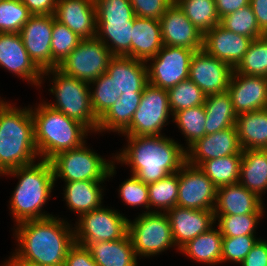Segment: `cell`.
I'll return each instance as SVG.
<instances>
[{
	"mask_svg": "<svg viewBox=\"0 0 267 266\" xmlns=\"http://www.w3.org/2000/svg\"><path fill=\"white\" fill-rule=\"evenodd\" d=\"M88 148L85 142L82 146L61 152L50 162L53 167L55 183L60 178L64 182L74 181H106L116 174L114 156L107 160Z\"/></svg>",
	"mask_w": 267,
	"mask_h": 266,
	"instance_id": "52a82bcc",
	"label": "cell"
},
{
	"mask_svg": "<svg viewBox=\"0 0 267 266\" xmlns=\"http://www.w3.org/2000/svg\"><path fill=\"white\" fill-rule=\"evenodd\" d=\"M177 206L194 210H214L217 187L199 169L187 162L178 171Z\"/></svg>",
	"mask_w": 267,
	"mask_h": 266,
	"instance_id": "4fadbf2b",
	"label": "cell"
},
{
	"mask_svg": "<svg viewBox=\"0 0 267 266\" xmlns=\"http://www.w3.org/2000/svg\"><path fill=\"white\" fill-rule=\"evenodd\" d=\"M233 72L267 78V37L253 39Z\"/></svg>",
	"mask_w": 267,
	"mask_h": 266,
	"instance_id": "74e56055",
	"label": "cell"
},
{
	"mask_svg": "<svg viewBox=\"0 0 267 266\" xmlns=\"http://www.w3.org/2000/svg\"><path fill=\"white\" fill-rule=\"evenodd\" d=\"M135 16L160 19L171 5L168 0H130Z\"/></svg>",
	"mask_w": 267,
	"mask_h": 266,
	"instance_id": "c3c4849f",
	"label": "cell"
},
{
	"mask_svg": "<svg viewBox=\"0 0 267 266\" xmlns=\"http://www.w3.org/2000/svg\"><path fill=\"white\" fill-rule=\"evenodd\" d=\"M163 45L185 47L199 51L203 48V33L186 17L178 4L172 3L159 19Z\"/></svg>",
	"mask_w": 267,
	"mask_h": 266,
	"instance_id": "e0dca14e",
	"label": "cell"
},
{
	"mask_svg": "<svg viewBox=\"0 0 267 266\" xmlns=\"http://www.w3.org/2000/svg\"><path fill=\"white\" fill-rule=\"evenodd\" d=\"M45 76L49 78L48 81L51 79V87L48 91L55 97V103L44 102L67 117L81 122L92 134L96 133L99 119L92 110L89 83L54 68L43 72L39 88L44 83L43 80L47 79Z\"/></svg>",
	"mask_w": 267,
	"mask_h": 266,
	"instance_id": "8992f818",
	"label": "cell"
},
{
	"mask_svg": "<svg viewBox=\"0 0 267 266\" xmlns=\"http://www.w3.org/2000/svg\"><path fill=\"white\" fill-rule=\"evenodd\" d=\"M2 265L3 266H44V265H39V264L21 260L18 257H9V259L3 262Z\"/></svg>",
	"mask_w": 267,
	"mask_h": 266,
	"instance_id": "11a10c76",
	"label": "cell"
},
{
	"mask_svg": "<svg viewBox=\"0 0 267 266\" xmlns=\"http://www.w3.org/2000/svg\"><path fill=\"white\" fill-rule=\"evenodd\" d=\"M177 250L216 223L213 210H194L175 206L166 212Z\"/></svg>",
	"mask_w": 267,
	"mask_h": 266,
	"instance_id": "ffe728a7",
	"label": "cell"
},
{
	"mask_svg": "<svg viewBox=\"0 0 267 266\" xmlns=\"http://www.w3.org/2000/svg\"><path fill=\"white\" fill-rule=\"evenodd\" d=\"M133 19L130 21L96 22V37L112 56L131 57Z\"/></svg>",
	"mask_w": 267,
	"mask_h": 266,
	"instance_id": "d6a6232c",
	"label": "cell"
},
{
	"mask_svg": "<svg viewBox=\"0 0 267 266\" xmlns=\"http://www.w3.org/2000/svg\"><path fill=\"white\" fill-rule=\"evenodd\" d=\"M250 0H215L219 18L237 11L239 8L249 5Z\"/></svg>",
	"mask_w": 267,
	"mask_h": 266,
	"instance_id": "f5cc1de1",
	"label": "cell"
},
{
	"mask_svg": "<svg viewBox=\"0 0 267 266\" xmlns=\"http://www.w3.org/2000/svg\"><path fill=\"white\" fill-rule=\"evenodd\" d=\"M220 25L235 34H240L252 39L260 38L265 34L259 28L256 16L250 4L222 17L220 19Z\"/></svg>",
	"mask_w": 267,
	"mask_h": 266,
	"instance_id": "b9f144b4",
	"label": "cell"
},
{
	"mask_svg": "<svg viewBox=\"0 0 267 266\" xmlns=\"http://www.w3.org/2000/svg\"><path fill=\"white\" fill-rule=\"evenodd\" d=\"M242 154L236 127L208 134L186 150V162L198 167L202 162L220 157Z\"/></svg>",
	"mask_w": 267,
	"mask_h": 266,
	"instance_id": "d6986e66",
	"label": "cell"
},
{
	"mask_svg": "<svg viewBox=\"0 0 267 266\" xmlns=\"http://www.w3.org/2000/svg\"><path fill=\"white\" fill-rule=\"evenodd\" d=\"M4 100L0 96V176L39 160L31 106L16 107Z\"/></svg>",
	"mask_w": 267,
	"mask_h": 266,
	"instance_id": "3957f363",
	"label": "cell"
},
{
	"mask_svg": "<svg viewBox=\"0 0 267 266\" xmlns=\"http://www.w3.org/2000/svg\"><path fill=\"white\" fill-rule=\"evenodd\" d=\"M127 145L114 162L128 165L132 175L149 184L177 173L186 163L183 144L163 135L125 136Z\"/></svg>",
	"mask_w": 267,
	"mask_h": 266,
	"instance_id": "7a4b0ae2",
	"label": "cell"
},
{
	"mask_svg": "<svg viewBox=\"0 0 267 266\" xmlns=\"http://www.w3.org/2000/svg\"><path fill=\"white\" fill-rule=\"evenodd\" d=\"M259 239L256 235L223 236L221 263L228 261L241 264Z\"/></svg>",
	"mask_w": 267,
	"mask_h": 266,
	"instance_id": "bcb514c9",
	"label": "cell"
},
{
	"mask_svg": "<svg viewBox=\"0 0 267 266\" xmlns=\"http://www.w3.org/2000/svg\"><path fill=\"white\" fill-rule=\"evenodd\" d=\"M14 228L18 243L10 257L44 266H64L75 244L74 227L59 216L21 222Z\"/></svg>",
	"mask_w": 267,
	"mask_h": 266,
	"instance_id": "6da1fadb",
	"label": "cell"
},
{
	"mask_svg": "<svg viewBox=\"0 0 267 266\" xmlns=\"http://www.w3.org/2000/svg\"><path fill=\"white\" fill-rule=\"evenodd\" d=\"M173 114L169 107L168 92L148 83L134 112L130 125L122 136L164 135L162 129L169 124Z\"/></svg>",
	"mask_w": 267,
	"mask_h": 266,
	"instance_id": "9c48e42d",
	"label": "cell"
},
{
	"mask_svg": "<svg viewBox=\"0 0 267 266\" xmlns=\"http://www.w3.org/2000/svg\"><path fill=\"white\" fill-rule=\"evenodd\" d=\"M233 68L226 62L207 54L203 49L194 52L190 61L188 79L207 96L225 93Z\"/></svg>",
	"mask_w": 267,
	"mask_h": 266,
	"instance_id": "5bb4252c",
	"label": "cell"
},
{
	"mask_svg": "<svg viewBox=\"0 0 267 266\" xmlns=\"http://www.w3.org/2000/svg\"><path fill=\"white\" fill-rule=\"evenodd\" d=\"M106 73L112 78L118 96L142 93L148 84V68L144 61L126 56H113Z\"/></svg>",
	"mask_w": 267,
	"mask_h": 266,
	"instance_id": "603a6c76",
	"label": "cell"
},
{
	"mask_svg": "<svg viewBox=\"0 0 267 266\" xmlns=\"http://www.w3.org/2000/svg\"><path fill=\"white\" fill-rule=\"evenodd\" d=\"M54 16L81 39L96 37L94 0H57Z\"/></svg>",
	"mask_w": 267,
	"mask_h": 266,
	"instance_id": "7402d4cb",
	"label": "cell"
},
{
	"mask_svg": "<svg viewBox=\"0 0 267 266\" xmlns=\"http://www.w3.org/2000/svg\"><path fill=\"white\" fill-rule=\"evenodd\" d=\"M31 16L21 0L0 1V33H19Z\"/></svg>",
	"mask_w": 267,
	"mask_h": 266,
	"instance_id": "ee69618b",
	"label": "cell"
},
{
	"mask_svg": "<svg viewBox=\"0 0 267 266\" xmlns=\"http://www.w3.org/2000/svg\"><path fill=\"white\" fill-rule=\"evenodd\" d=\"M52 29L53 15H32L19 32L30 58L42 72L51 69Z\"/></svg>",
	"mask_w": 267,
	"mask_h": 266,
	"instance_id": "2e32d148",
	"label": "cell"
},
{
	"mask_svg": "<svg viewBox=\"0 0 267 266\" xmlns=\"http://www.w3.org/2000/svg\"><path fill=\"white\" fill-rule=\"evenodd\" d=\"M96 22L130 21L135 17L130 0H94Z\"/></svg>",
	"mask_w": 267,
	"mask_h": 266,
	"instance_id": "f6af8a7d",
	"label": "cell"
},
{
	"mask_svg": "<svg viewBox=\"0 0 267 266\" xmlns=\"http://www.w3.org/2000/svg\"><path fill=\"white\" fill-rule=\"evenodd\" d=\"M104 182L91 180L65 182L62 194L68 209L80 216L101 207L104 199L105 188L102 187Z\"/></svg>",
	"mask_w": 267,
	"mask_h": 266,
	"instance_id": "484cf974",
	"label": "cell"
},
{
	"mask_svg": "<svg viewBox=\"0 0 267 266\" xmlns=\"http://www.w3.org/2000/svg\"><path fill=\"white\" fill-rule=\"evenodd\" d=\"M250 6L256 16L259 28L267 32V0H250Z\"/></svg>",
	"mask_w": 267,
	"mask_h": 266,
	"instance_id": "db71d44e",
	"label": "cell"
},
{
	"mask_svg": "<svg viewBox=\"0 0 267 266\" xmlns=\"http://www.w3.org/2000/svg\"><path fill=\"white\" fill-rule=\"evenodd\" d=\"M32 15H53L57 0H21Z\"/></svg>",
	"mask_w": 267,
	"mask_h": 266,
	"instance_id": "816d5d0a",
	"label": "cell"
},
{
	"mask_svg": "<svg viewBox=\"0 0 267 266\" xmlns=\"http://www.w3.org/2000/svg\"><path fill=\"white\" fill-rule=\"evenodd\" d=\"M235 127L242 150L267 149V109L237 115Z\"/></svg>",
	"mask_w": 267,
	"mask_h": 266,
	"instance_id": "f1b7e54d",
	"label": "cell"
},
{
	"mask_svg": "<svg viewBox=\"0 0 267 266\" xmlns=\"http://www.w3.org/2000/svg\"><path fill=\"white\" fill-rule=\"evenodd\" d=\"M81 38L66 25L55 19L51 41V69L57 68L63 60L78 46Z\"/></svg>",
	"mask_w": 267,
	"mask_h": 266,
	"instance_id": "f35d334b",
	"label": "cell"
},
{
	"mask_svg": "<svg viewBox=\"0 0 267 266\" xmlns=\"http://www.w3.org/2000/svg\"><path fill=\"white\" fill-rule=\"evenodd\" d=\"M64 266H98L91 256L90 251L75 243L68 251Z\"/></svg>",
	"mask_w": 267,
	"mask_h": 266,
	"instance_id": "681fc988",
	"label": "cell"
},
{
	"mask_svg": "<svg viewBox=\"0 0 267 266\" xmlns=\"http://www.w3.org/2000/svg\"><path fill=\"white\" fill-rule=\"evenodd\" d=\"M240 266H267V240L260 238Z\"/></svg>",
	"mask_w": 267,
	"mask_h": 266,
	"instance_id": "f907efd6",
	"label": "cell"
},
{
	"mask_svg": "<svg viewBox=\"0 0 267 266\" xmlns=\"http://www.w3.org/2000/svg\"><path fill=\"white\" fill-rule=\"evenodd\" d=\"M239 183L260 199L267 191V149L242 150Z\"/></svg>",
	"mask_w": 267,
	"mask_h": 266,
	"instance_id": "83f0119b",
	"label": "cell"
},
{
	"mask_svg": "<svg viewBox=\"0 0 267 266\" xmlns=\"http://www.w3.org/2000/svg\"><path fill=\"white\" fill-rule=\"evenodd\" d=\"M34 122V139L39 159L50 161L57 154L76 149L92 133L84 124L67 117L42 101L31 107Z\"/></svg>",
	"mask_w": 267,
	"mask_h": 266,
	"instance_id": "5b68a950",
	"label": "cell"
},
{
	"mask_svg": "<svg viewBox=\"0 0 267 266\" xmlns=\"http://www.w3.org/2000/svg\"><path fill=\"white\" fill-rule=\"evenodd\" d=\"M171 122H175L186 139L185 150L193 143L205 136L206 113L204 105L194 106L176 112Z\"/></svg>",
	"mask_w": 267,
	"mask_h": 266,
	"instance_id": "8d00e7d4",
	"label": "cell"
},
{
	"mask_svg": "<svg viewBox=\"0 0 267 266\" xmlns=\"http://www.w3.org/2000/svg\"><path fill=\"white\" fill-rule=\"evenodd\" d=\"M147 185L149 194V212L162 213L163 211V213H166L171 208L177 206L179 193L178 172Z\"/></svg>",
	"mask_w": 267,
	"mask_h": 266,
	"instance_id": "d590c367",
	"label": "cell"
},
{
	"mask_svg": "<svg viewBox=\"0 0 267 266\" xmlns=\"http://www.w3.org/2000/svg\"><path fill=\"white\" fill-rule=\"evenodd\" d=\"M86 248L98 266H138L139 258L128 234L113 241L91 242Z\"/></svg>",
	"mask_w": 267,
	"mask_h": 266,
	"instance_id": "4316f807",
	"label": "cell"
},
{
	"mask_svg": "<svg viewBox=\"0 0 267 266\" xmlns=\"http://www.w3.org/2000/svg\"><path fill=\"white\" fill-rule=\"evenodd\" d=\"M89 87L92 110L100 119L119 99L118 92L112 78L106 72L90 82Z\"/></svg>",
	"mask_w": 267,
	"mask_h": 266,
	"instance_id": "60d3db41",
	"label": "cell"
},
{
	"mask_svg": "<svg viewBox=\"0 0 267 266\" xmlns=\"http://www.w3.org/2000/svg\"><path fill=\"white\" fill-rule=\"evenodd\" d=\"M263 200L240 183L217 188L214 215L265 213Z\"/></svg>",
	"mask_w": 267,
	"mask_h": 266,
	"instance_id": "cb8c5ba5",
	"label": "cell"
},
{
	"mask_svg": "<svg viewBox=\"0 0 267 266\" xmlns=\"http://www.w3.org/2000/svg\"><path fill=\"white\" fill-rule=\"evenodd\" d=\"M3 175L19 179L9 201V209L13 220L15 219V225L28 220L54 216L42 209L55 187L54 172L50 161L40 159L38 162L18 167Z\"/></svg>",
	"mask_w": 267,
	"mask_h": 266,
	"instance_id": "277c9868",
	"label": "cell"
},
{
	"mask_svg": "<svg viewBox=\"0 0 267 266\" xmlns=\"http://www.w3.org/2000/svg\"><path fill=\"white\" fill-rule=\"evenodd\" d=\"M194 52L185 47L163 45L161 50L146 62L148 83L168 90L187 80Z\"/></svg>",
	"mask_w": 267,
	"mask_h": 266,
	"instance_id": "7c38bea8",
	"label": "cell"
},
{
	"mask_svg": "<svg viewBox=\"0 0 267 266\" xmlns=\"http://www.w3.org/2000/svg\"><path fill=\"white\" fill-rule=\"evenodd\" d=\"M132 29L131 58L147 62L163 47L160 21L135 16Z\"/></svg>",
	"mask_w": 267,
	"mask_h": 266,
	"instance_id": "d4e9b609",
	"label": "cell"
},
{
	"mask_svg": "<svg viewBox=\"0 0 267 266\" xmlns=\"http://www.w3.org/2000/svg\"><path fill=\"white\" fill-rule=\"evenodd\" d=\"M142 93H122L113 106L99 119L97 133L118 132L120 135L131 123ZM120 133V134H119Z\"/></svg>",
	"mask_w": 267,
	"mask_h": 266,
	"instance_id": "4dcf8cb0",
	"label": "cell"
},
{
	"mask_svg": "<svg viewBox=\"0 0 267 266\" xmlns=\"http://www.w3.org/2000/svg\"><path fill=\"white\" fill-rule=\"evenodd\" d=\"M110 50L97 38L81 39L78 46L57 67L63 73L90 83L107 71Z\"/></svg>",
	"mask_w": 267,
	"mask_h": 266,
	"instance_id": "8fae6325",
	"label": "cell"
},
{
	"mask_svg": "<svg viewBox=\"0 0 267 266\" xmlns=\"http://www.w3.org/2000/svg\"><path fill=\"white\" fill-rule=\"evenodd\" d=\"M204 108L206 113L205 135L235 127L237 114L228 92L207 95Z\"/></svg>",
	"mask_w": 267,
	"mask_h": 266,
	"instance_id": "1f68e13d",
	"label": "cell"
},
{
	"mask_svg": "<svg viewBox=\"0 0 267 266\" xmlns=\"http://www.w3.org/2000/svg\"><path fill=\"white\" fill-rule=\"evenodd\" d=\"M253 39L235 34L220 24L203 34V50L234 68L247 52Z\"/></svg>",
	"mask_w": 267,
	"mask_h": 266,
	"instance_id": "44dd1931",
	"label": "cell"
},
{
	"mask_svg": "<svg viewBox=\"0 0 267 266\" xmlns=\"http://www.w3.org/2000/svg\"><path fill=\"white\" fill-rule=\"evenodd\" d=\"M223 236L219 228L211 227L207 232L188 241L179 251L201 264H221Z\"/></svg>",
	"mask_w": 267,
	"mask_h": 266,
	"instance_id": "f546056e",
	"label": "cell"
},
{
	"mask_svg": "<svg viewBox=\"0 0 267 266\" xmlns=\"http://www.w3.org/2000/svg\"><path fill=\"white\" fill-rule=\"evenodd\" d=\"M128 235L139 260L176 248L168 215L163 212H142L133 221L130 219Z\"/></svg>",
	"mask_w": 267,
	"mask_h": 266,
	"instance_id": "ba28073f",
	"label": "cell"
},
{
	"mask_svg": "<svg viewBox=\"0 0 267 266\" xmlns=\"http://www.w3.org/2000/svg\"><path fill=\"white\" fill-rule=\"evenodd\" d=\"M78 217L74 224L75 243L84 247L91 242L113 241L128 234L129 219L112 207L101 206Z\"/></svg>",
	"mask_w": 267,
	"mask_h": 266,
	"instance_id": "30bf717a",
	"label": "cell"
},
{
	"mask_svg": "<svg viewBox=\"0 0 267 266\" xmlns=\"http://www.w3.org/2000/svg\"><path fill=\"white\" fill-rule=\"evenodd\" d=\"M119 197L126 205L130 207H144L149 213V194L148 185L136 176L131 175L130 178L124 180L118 189Z\"/></svg>",
	"mask_w": 267,
	"mask_h": 266,
	"instance_id": "7dc6e473",
	"label": "cell"
},
{
	"mask_svg": "<svg viewBox=\"0 0 267 266\" xmlns=\"http://www.w3.org/2000/svg\"><path fill=\"white\" fill-rule=\"evenodd\" d=\"M169 107L174 115L184 109L204 105L206 95L190 79L181 81L176 86L167 90Z\"/></svg>",
	"mask_w": 267,
	"mask_h": 266,
	"instance_id": "7bdbcfd3",
	"label": "cell"
},
{
	"mask_svg": "<svg viewBox=\"0 0 267 266\" xmlns=\"http://www.w3.org/2000/svg\"><path fill=\"white\" fill-rule=\"evenodd\" d=\"M242 154L228 155L202 162L198 167L217 188L239 183Z\"/></svg>",
	"mask_w": 267,
	"mask_h": 266,
	"instance_id": "836d02e7",
	"label": "cell"
},
{
	"mask_svg": "<svg viewBox=\"0 0 267 266\" xmlns=\"http://www.w3.org/2000/svg\"><path fill=\"white\" fill-rule=\"evenodd\" d=\"M264 213H248L242 215H214L222 236L236 237L256 235L257 225Z\"/></svg>",
	"mask_w": 267,
	"mask_h": 266,
	"instance_id": "ab89813d",
	"label": "cell"
},
{
	"mask_svg": "<svg viewBox=\"0 0 267 266\" xmlns=\"http://www.w3.org/2000/svg\"><path fill=\"white\" fill-rule=\"evenodd\" d=\"M176 3L203 34L220 24L215 0H176Z\"/></svg>",
	"mask_w": 267,
	"mask_h": 266,
	"instance_id": "e575fe53",
	"label": "cell"
},
{
	"mask_svg": "<svg viewBox=\"0 0 267 266\" xmlns=\"http://www.w3.org/2000/svg\"><path fill=\"white\" fill-rule=\"evenodd\" d=\"M237 115L267 109V78L232 72L228 90Z\"/></svg>",
	"mask_w": 267,
	"mask_h": 266,
	"instance_id": "ac0fdd59",
	"label": "cell"
},
{
	"mask_svg": "<svg viewBox=\"0 0 267 266\" xmlns=\"http://www.w3.org/2000/svg\"><path fill=\"white\" fill-rule=\"evenodd\" d=\"M1 67L31 85H41L43 72L30 58L19 33H0Z\"/></svg>",
	"mask_w": 267,
	"mask_h": 266,
	"instance_id": "9a60e30c",
	"label": "cell"
}]
</instances>
